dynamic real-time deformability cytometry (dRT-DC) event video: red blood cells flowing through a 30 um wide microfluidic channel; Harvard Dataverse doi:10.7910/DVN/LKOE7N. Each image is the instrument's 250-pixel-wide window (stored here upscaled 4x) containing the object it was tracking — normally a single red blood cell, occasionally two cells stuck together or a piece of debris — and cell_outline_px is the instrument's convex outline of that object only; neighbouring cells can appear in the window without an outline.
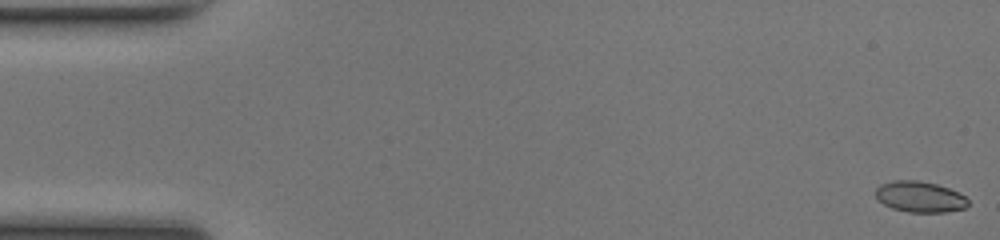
{"species": "common noctule bat (a hibernating species)", "species_latin": "Nyctalus noctula", "temperature_condition": "room temperature", "stored_images_in_passage": 50, "camera_frame_rate_fps": 3000, "um_per_image_px": 0.085, "animal": {"sex": "female", "body_mass_g": 17.0, "forearm_length_mm": 48.0}, "frame": {"image": 1, "passage_image": 1, "time_ms": 0.0, "image_size_px": [1000, 240], "cell_outline_px": [[968, 204], [964, 208], [944, 212], [908, 212], [892, 208], [884, 204], [876, 196], [876, 188], [880, 184], [892, 180], [916, 180], [936, 184], [948, 188], [964, 196], [968, 200]], "centroid_in_image_um": [78.16, 16.72], "position_along_channel_um": 6.8, "area_um2": 16.47}}
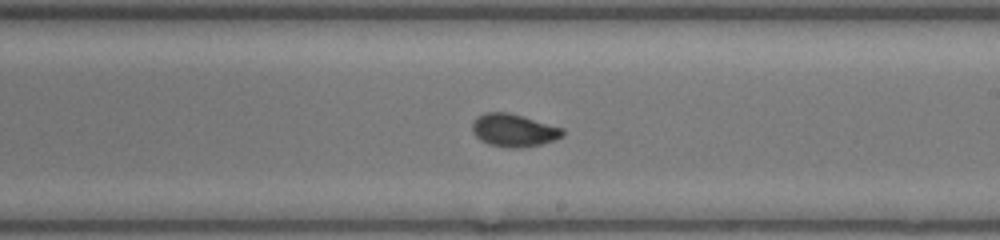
{"frame": {"image": 2, "passage_image": 29, "time_ms": 9.333, "image_size_px": [1000, 240], "cell_outline_px": [[564, 136], [540, 144], [520, 148], [508, 148], [488, 144], [480, 140], [472, 132], [472, 120], [476, 116], [484, 112], [508, 112], [564, 128]], "centroid_in_image_um": [43.63, 11.07], "position_along_channel_um": 245.4, "area_um2": 17.4}}
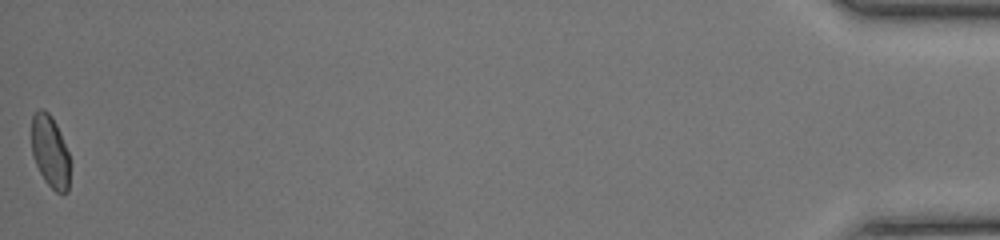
{"frame": {"image": 3, "passage_image": 50, "time_ms": 16.333, "image_size_px": [1000, 240], "cell_outline_px": [[68, 192], [56, 192], [44, 180], [32, 156], [32, 116], [40, 108], [44, 108], [52, 116], [60, 132], [68, 152]], "centroid_in_image_um": [4.24, 12.84], "position_along_channel_um": 431.0, "area_um2": 15.9}, "authors_computed_cell_mechanics": {"area_um2": 16.7042, "velocity_mm_per_s": 4.1886, "shape_relaxation_time_tau1_ms": 2.2146, "shape_relaxation_time_tau2_ms": null, "deformation_change_tau1": 0.0856, "deformation_change_tau2": null}}